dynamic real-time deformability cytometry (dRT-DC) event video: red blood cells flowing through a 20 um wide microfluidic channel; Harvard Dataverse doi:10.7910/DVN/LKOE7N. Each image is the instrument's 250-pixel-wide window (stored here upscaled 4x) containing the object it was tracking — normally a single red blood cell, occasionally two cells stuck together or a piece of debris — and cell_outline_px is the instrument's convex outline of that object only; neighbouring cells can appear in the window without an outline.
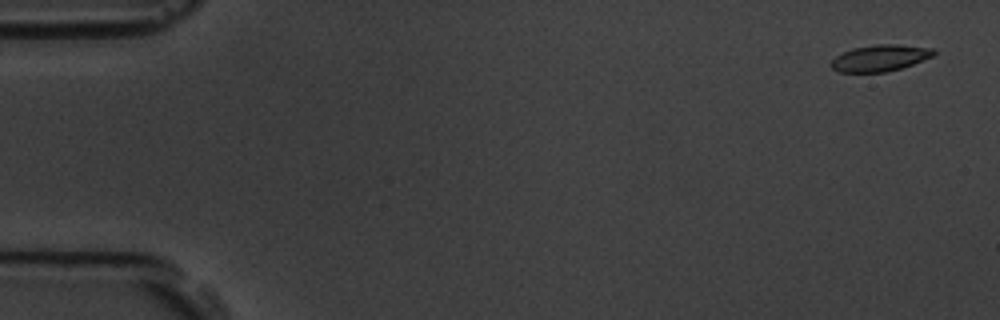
{"species": "common noctule bat (a hibernating species)", "species_latin": "Nyctalus noctula", "temperature_condition": "room temperature", "stored_images_in_passage": 5, "camera_frame_rate_fps": 3000, "um_per_image_px": 0.085, "animal": {"sex": "male", "body_mass_g": 19.5, "forearm_length_mm": 54.6}, "frame": {"image": 1, "passage_image": 1, "time_ms": 0.0, "image_size_px": [1000, 320], "cell_outline_px": [[936, 52], [932, 56], [912, 64], [888, 72], [840, 72], [832, 68], [828, 64], [836, 56], [852, 48], [876, 44], [896, 44], [936, 48]], "centroid_in_image_um": [74.8, 4.92], "position_along_channel_um": 10.2, "area_um2": 15.84}}
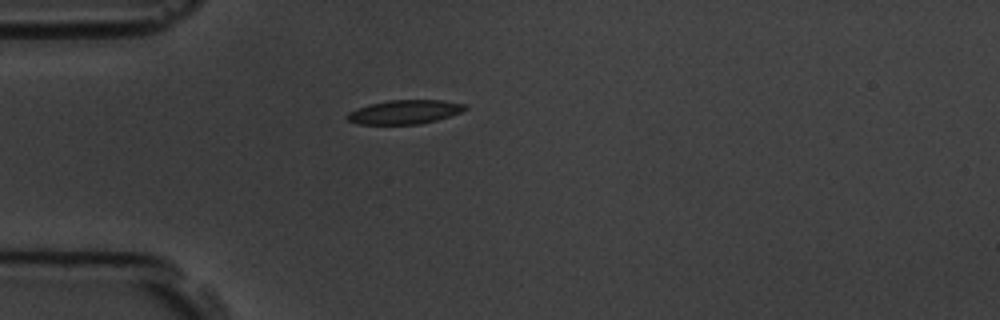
{"frame": {"image": 2, "passage_image": 5, "time_ms": 4.333, "image_size_px": [1000, 320], "cell_outline_px": [[468, 108], [460, 112], [436, 120], [420, 124], [360, 124], [348, 120], [344, 116], [348, 112], [356, 108], [368, 104], [388, 100], [444, 100], [464, 104]], "centroid_in_image_um": [34.35, 9.51], "position_along_channel_um": 50.7, "area_um2": 16.47}}